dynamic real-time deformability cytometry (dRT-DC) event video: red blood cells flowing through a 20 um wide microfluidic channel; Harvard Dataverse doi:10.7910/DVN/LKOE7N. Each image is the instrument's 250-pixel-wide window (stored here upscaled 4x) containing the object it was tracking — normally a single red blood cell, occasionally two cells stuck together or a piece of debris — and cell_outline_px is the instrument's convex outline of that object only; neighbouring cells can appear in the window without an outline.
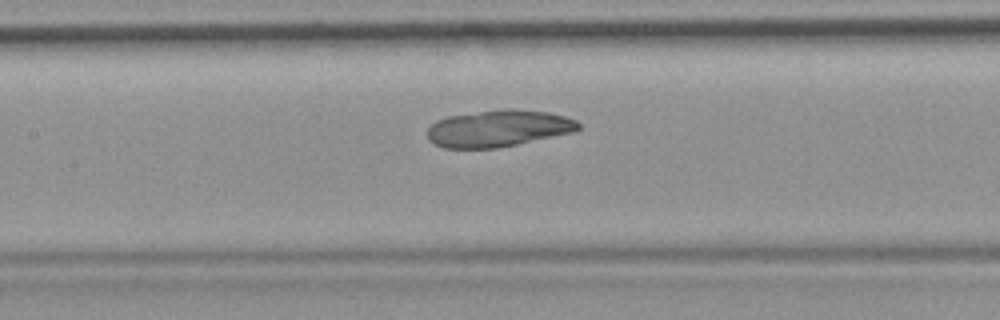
{"species": "common noctule bat (a hibernating species)", "species_latin": "Nyctalus noctula", "temperature_condition": "room temperature", "stored_images_in_passage": 52, "camera_frame_rate_fps": 3000, "um_per_image_px": 0.085, "animal": {"sex": "female", "body_mass_g": 19.9}, "frame": {"image": 1, "passage_image": 23, "time_ms": 7.333, "image_size_px": [1000, 320], "cell_outline_px": [[580, 128], [576, 132], [496, 148], [444, 148], [428, 140], [428, 128], [436, 120], [448, 116], [508, 108], [516, 108], [552, 112], [576, 120], [580, 124]], "centroid_in_image_um": [42.4, 10.9], "position_along_channel_um": 165.0, "area_um2": 32.48}}